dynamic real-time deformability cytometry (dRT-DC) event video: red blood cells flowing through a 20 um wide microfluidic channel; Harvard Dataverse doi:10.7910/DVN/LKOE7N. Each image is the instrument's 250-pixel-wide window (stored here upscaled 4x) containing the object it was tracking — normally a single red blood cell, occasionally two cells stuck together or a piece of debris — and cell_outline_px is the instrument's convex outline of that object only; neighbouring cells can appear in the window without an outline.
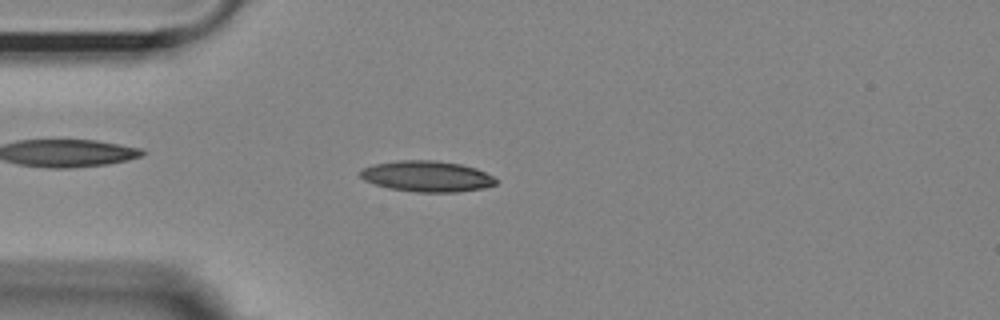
{"species": "Egyptian fruit bat (a non-hibernating species)", "species_latin": "Rousettus aegyptiacus", "temperature_condition": "room temperature", "stored_images_in_passage": 53, "camera_frame_rate_fps": 3000, "um_per_image_px": 0.085, "animal": {"sex": "female"}, "frame": {"image": 1, "passage_image": 13, "time_ms": 4.0, "image_size_px": [1000, 320], "cell_outline_px": [[496, 184], [484, 188], [456, 192], [416, 192], [388, 188], [364, 180], [360, 176], [360, 172], [364, 168], [372, 164], [396, 160], [436, 160], [460, 164], [476, 168], [492, 176], [496, 180]], "centroid_in_image_um": [36.27, 14.98], "position_along_channel_um": 48.7, "area_um2": 24.39}}
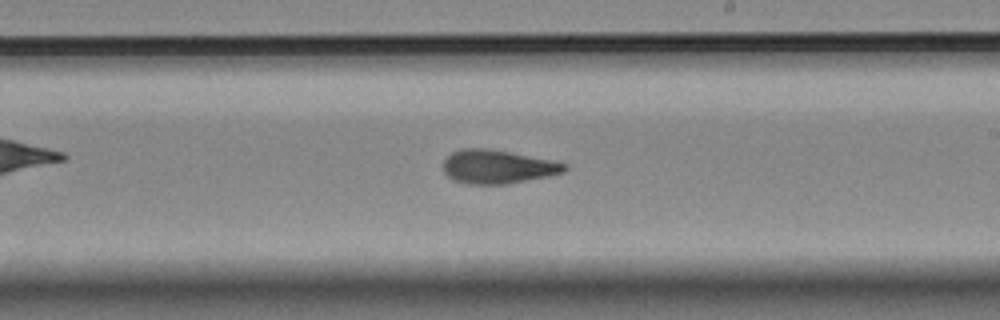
{"frame": {"image": 2, "passage_image": 30, "time_ms": 9.667, "image_size_px": [1000, 320], "cell_outline_px": [[568, 168], [564, 172], [548, 176], [504, 184], [472, 184], [452, 180], [444, 172], [444, 160], [452, 152], [460, 148], [488, 148], [552, 160], [568, 164]], "centroid_in_image_um": [42.29, 14.16], "position_along_channel_um": 246.7, "area_um2": 23.7}}
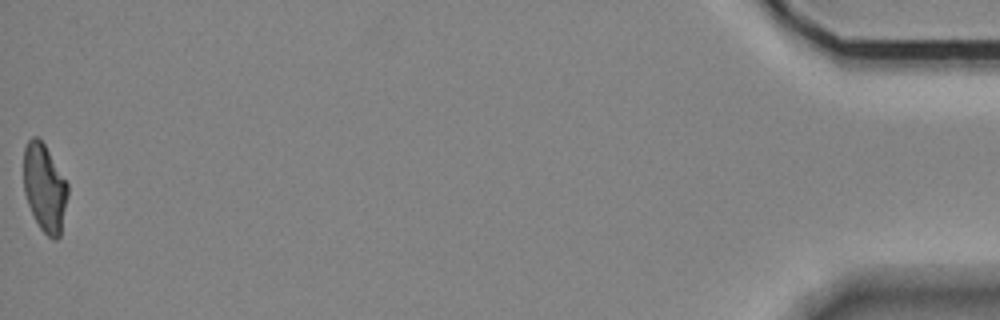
{"frame": {"image": 3, "passage_image": 53, "time_ms": 17.333, "image_size_px": [1000, 320], "cell_outline_px": [[68, 196], [60, 236], [56, 240], [52, 240], [40, 228], [28, 204], [24, 192], [24, 148], [28, 140], [32, 136], [36, 136], [44, 144], [68, 184]], "centroid_in_image_um": [3.79, 15.98], "position_along_channel_um": 431.4, "area_um2": 22.43}, "authors_computed_cell_mechanics": {"area_um2": 23.6402, "velocity_mm_per_s": 3.6818, "shape_relaxation_time_tau1_ms": 8.3644, "shape_relaxation_time_tau2_ms": 2.6544, "deformation_change_tau1": 0.2091, "deformation_change_tau2": 0.1131}}